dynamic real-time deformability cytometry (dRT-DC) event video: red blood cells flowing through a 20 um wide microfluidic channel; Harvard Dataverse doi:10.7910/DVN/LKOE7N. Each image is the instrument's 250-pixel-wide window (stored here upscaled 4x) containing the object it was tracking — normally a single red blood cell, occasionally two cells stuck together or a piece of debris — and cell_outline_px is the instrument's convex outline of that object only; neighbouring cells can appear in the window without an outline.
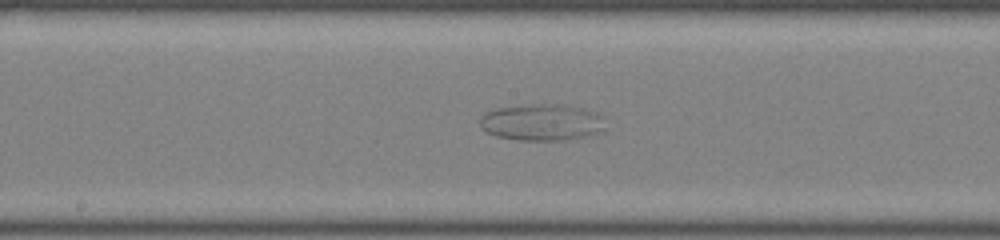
{"species": "common noctule bat (a hibernating species)", "species_latin": "Nyctalus noctula", "temperature_condition": "room temperature", "stored_images_in_passage": 56, "camera_frame_rate_fps": 3000, "um_per_image_px": 0.085, "animal": {"sex": "female", "body_mass_g": 22.0, "forearm_length_mm": 56.7}, "frame": {"image": 1, "passage_image": 33, "time_ms": 10.667, "image_size_px": [1000, 240], "cell_outline_px": [[604, 132], [584, 136], [560, 140], [520, 140], [496, 136], [480, 128], [480, 116], [484, 112], [500, 108], [540, 104], [568, 104], [596, 112], [604, 128]], "centroid_in_image_um": [46.02, 10.39], "position_along_channel_um": 202.2, "area_um2": 26.47}}
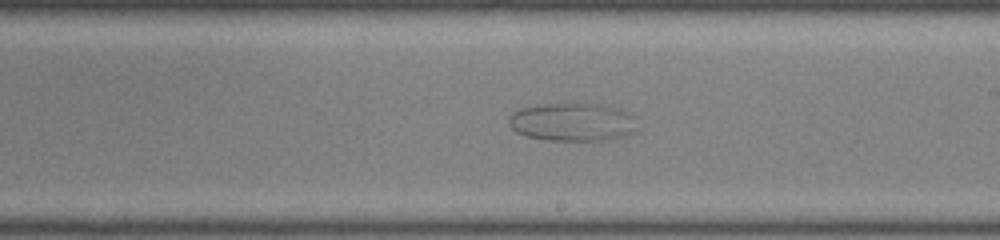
{"frame": {"image": 2, "passage_image": 36, "time_ms": 11.667, "image_size_px": [1000, 240], "cell_outline_px": [[628, 132], [620, 136], [600, 140], [544, 140], [524, 136], [516, 132], [508, 124], [508, 120], [512, 112], [520, 108], [544, 104], [600, 104], [624, 112], [628, 116]], "centroid_in_image_um": [48.39, 10.37], "position_along_channel_um": 240.6, "area_um2": 27.22}}
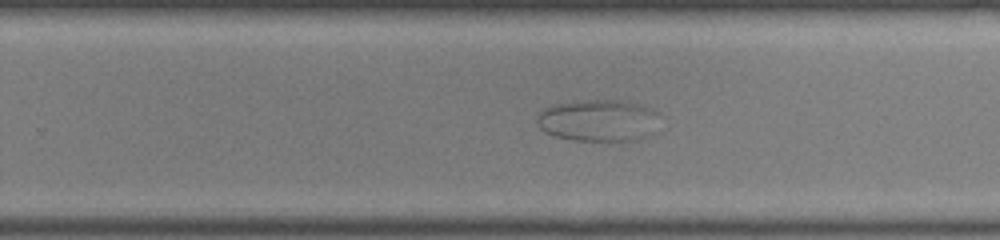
{"frame": {"image": 3, "passage_image": 39, "time_ms": 12.667, "image_size_px": [1000, 240], "cell_outline_px": [[660, 112], [656, 132], [640, 140], [620, 144], [572, 140], [552, 136], [544, 132], [540, 128], [536, 120], [540, 112], [556, 104], [588, 100], [620, 100], [644, 104]], "centroid_in_image_um": [50.98, 10.3], "position_along_channel_um": 278.8, "area_um2": 31.33}}